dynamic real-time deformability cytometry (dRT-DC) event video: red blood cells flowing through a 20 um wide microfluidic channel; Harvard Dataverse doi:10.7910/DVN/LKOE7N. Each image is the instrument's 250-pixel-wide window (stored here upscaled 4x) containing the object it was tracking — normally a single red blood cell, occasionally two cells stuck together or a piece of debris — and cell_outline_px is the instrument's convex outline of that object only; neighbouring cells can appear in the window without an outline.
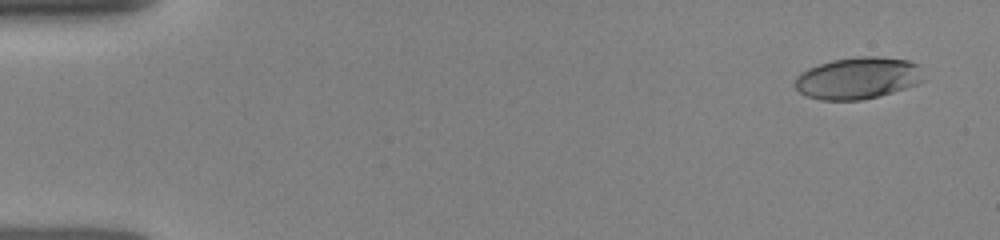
{"species": "human", "species_latin": "Homo sapiens", "temperature_condition": "room temperature", "stored_images_in_passage": 22, "camera_frame_rate_fps": 3000, "um_per_image_px": 0.085, "donor": {"sex": "female"}, "frame": {"image": 1, "passage_image": 1, "time_ms": 0.0, "image_size_px": [1000, 240], "cell_outline_px": [[924, 80], [916, 84], [892, 92], [860, 100], [820, 100], [804, 96], [792, 84], [796, 76], [808, 68], [832, 60], [860, 56], [876, 56], [908, 60], [920, 64]], "centroid_in_image_um": [72.9, 6.63], "position_along_channel_um": 12.1, "area_um2": 31.5}}
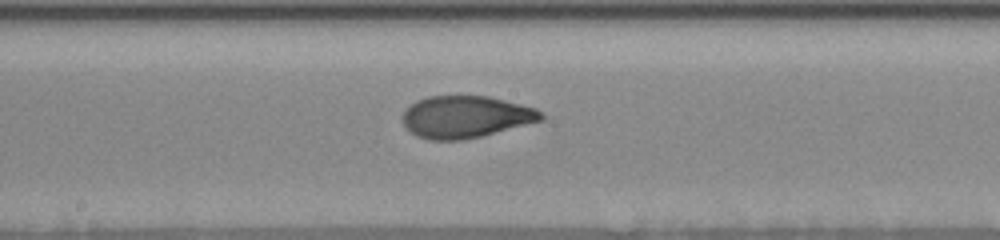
{"frame": {"image": 2, "passage_image": 12, "time_ms": 8.0, "image_size_px": [1000, 240], "cell_outline_px": [[544, 120], [464, 140], [428, 140], [416, 136], [404, 128], [404, 108], [416, 100], [428, 96], [488, 96], [536, 108], [544, 116]], "centroid_in_image_um": [39.54, 9.93], "position_along_channel_um": 208.7, "area_um2": 33.99}}
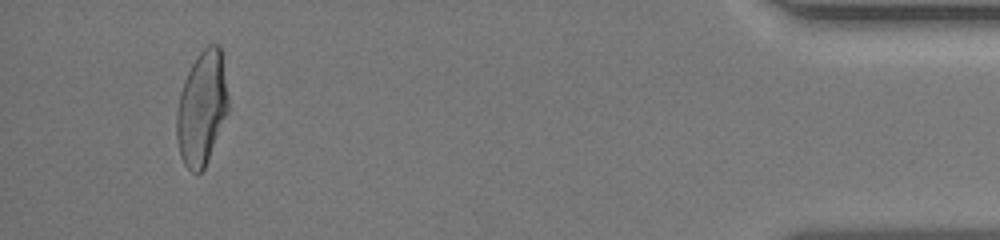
{"frame": {"image": 3, "passage_image": 21, "time_ms": 14.667, "image_size_px": [1000, 240], "cell_outline_px": [[228, 112], [204, 168], [196, 176], [184, 164], [180, 156], [176, 136], [176, 112], [180, 92], [184, 80], [196, 56], [208, 44], [220, 44], [228, 96]], "centroid_in_image_um": [17.14, 9.19], "position_along_channel_um": 418.1, "area_um2": 34.28}}